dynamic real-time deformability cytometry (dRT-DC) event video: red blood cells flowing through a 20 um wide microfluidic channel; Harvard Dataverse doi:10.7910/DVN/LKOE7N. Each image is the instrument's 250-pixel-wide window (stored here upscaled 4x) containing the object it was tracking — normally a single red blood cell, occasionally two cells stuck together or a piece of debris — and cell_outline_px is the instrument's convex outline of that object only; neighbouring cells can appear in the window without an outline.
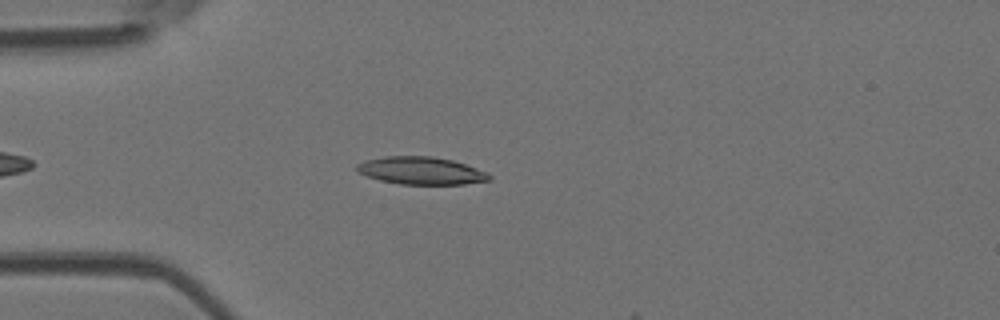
{"species": "Egyptian fruit bat (a non-hibernating species)", "species_latin": "Rousettus aegyptiacus", "temperature_condition": "room temperature", "stored_images_in_passage": 12, "camera_frame_rate_fps": 3000, "um_per_image_px": 0.085, "animal": {"sex": "female"}, "frame": {"image": 1, "passage_image": 7, "time_ms": 2.0, "image_size_px": [1000, 320], "cell_outline_px": [[492, 180], [464, 184], [400, 184], [380, 180], [356, 172], [356, 164], [364, 160], [384, 156], [432, 156], [452, 160], [488, 172], [492, 176]], "centroid_in_image_um": [35.78, 14.5], "position_along_channel_um": 49.2, "area_um2": 21.39}}
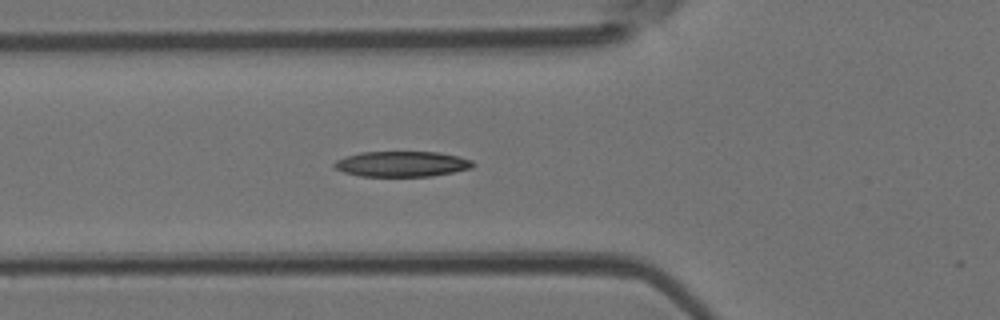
{"frame": {"image": 2, "passage_image": 11, "time_ms": 3.333, "image_size_px": [1000, 320], "cell_outline_px": [[476, 164], [472, 168], [432, 176], [360, 176], [344, 172], [336, 168], [332, 164], [336, 160], [344, 156], [360, 152], [436, 152], [460, 156], [472, 160]], "centroid_in_image_um": [34.17, 13.93], "position_along_channel_um": 91.6, "area_um2": 20.63}}